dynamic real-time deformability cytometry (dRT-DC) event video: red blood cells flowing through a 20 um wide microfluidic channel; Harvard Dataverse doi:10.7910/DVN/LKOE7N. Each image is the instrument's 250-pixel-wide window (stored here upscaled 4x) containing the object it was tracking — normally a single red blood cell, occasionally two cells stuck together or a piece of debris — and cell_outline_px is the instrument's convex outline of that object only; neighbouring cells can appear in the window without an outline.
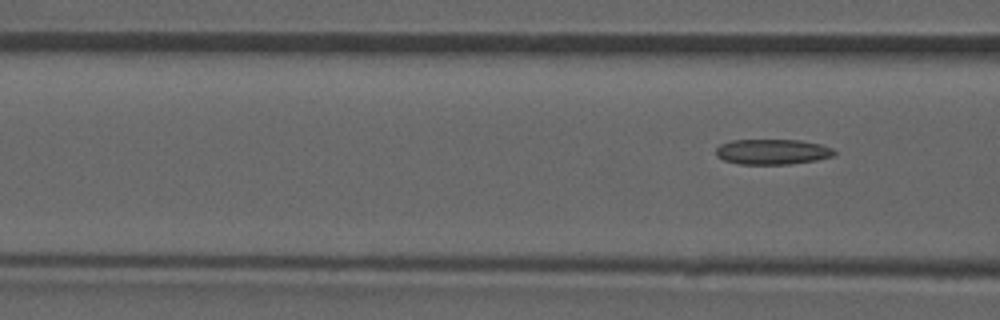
{"species": "common noctule bat (a hibernating species)", "species_latin": "Nyctalus noctula", "temperature_condition": "room temperature", "stored_images_in_passage": 4, "segment_of_instrument_passage": [2, 2], "camera_frame_rate_fps": 3000, "um_per_image_px": 0.085, "animal": {"sex": "male", "forearm_length_mm": 52.5}, "frame": {"image": 1, "passage_image": 4, "time_ms": 5.333, "image_size_px": [1000, 320], "cell_outline_px": [[836, 152], [832, 156], [816, 160], [788, 164], [740, 164], [724, 160], [716, 156], [716, 148], [720, 144], [732, 140], [800, 140], [820, 144], [832, 148]], "centroid_in_image_um": [65.63, 12.9], "position_along_channel_um": 101.0, "area_um2": 17.4}}